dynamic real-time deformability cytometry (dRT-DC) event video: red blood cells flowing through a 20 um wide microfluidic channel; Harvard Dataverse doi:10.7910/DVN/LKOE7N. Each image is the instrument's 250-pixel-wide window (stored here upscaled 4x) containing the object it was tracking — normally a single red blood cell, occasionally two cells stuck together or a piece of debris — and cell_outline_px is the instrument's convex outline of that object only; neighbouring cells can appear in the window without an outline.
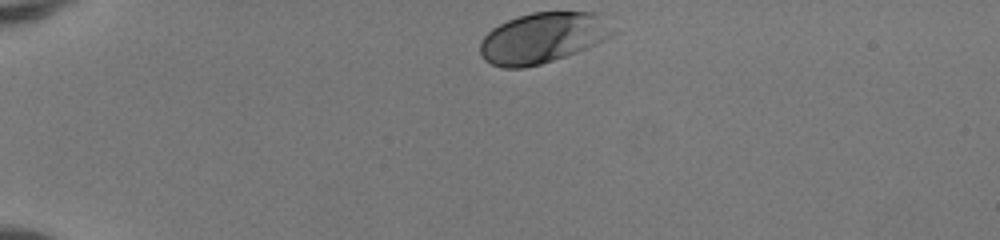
{"species": "human", "species_latin": "Homo sapiens", "temperature_condition": "room temperature", "stored_images_in_passage": 34, "camera_frame_rate_fps": 3000, "um_per_image_px": 0.085, "donor": {"sex": "female"}, "frame": {"image": 1, "passage_image": 1, "time_ms": 0.0, "image_size_px": [1000, 240], "cell_outline_px": [[620, 32], [588, 48], [540, 64], [524, 68], [504, 68], [492, 64], [484, 60], [480, 52], [480, 40], [492, 28], [516, 16], [532, 12], [600, 12]], "centroid_in_image_um": [46.19, 3.2], "position_along_channel_um": 38.8, "area_um2": 39.59}}
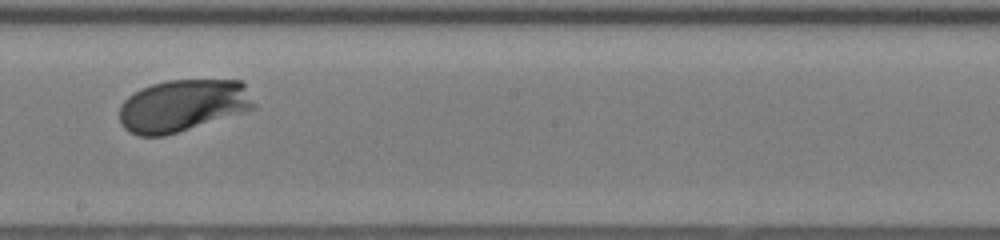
{"frame": {"image": 2, "passage_image": 20, "time_ms": 6.333, "image_size_px": [1000, 240], "cell_outline_px": [[256, 108], [164, 136], [140, 136], [128, 132], [120, 124], [120, 104], [128, 96], [140, 88], [152, 84], [168, 80], [244, 80], [256, 104]], "centroid_in_image_um": [15.54, 8.96], "position_along_channel_um": 232.7, "area_um2": 41.1}}
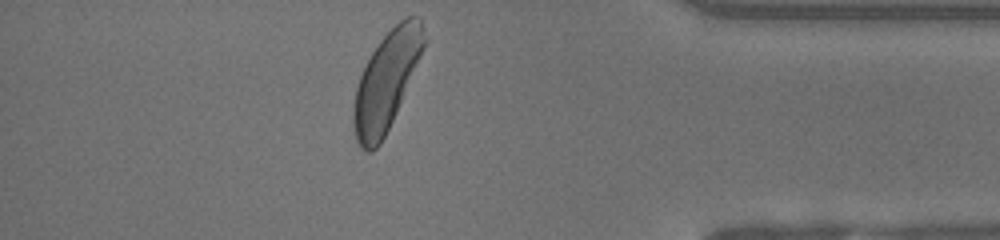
{"frame": {"image": 3, "passage_image": 34, "time_ms": 11.0, "image_size_px": [1000, 240], "cell_outline_px": [[428, 40], [396, 112], [380, 144], [372, 152], [368, 152], [360, 148], [356, 140], [352, 120], [352, 108], [356, 88], [360, 76], [372, 52], [380, 40], [400, 20], [408, 16], [420, 16]], "centroid_in_image_um": [32.85, 6.87], "position_along_channel_um": 402.3, "area_um2": 40.11}, "authors_computed_cell_mechanics": {"area_um2": 39.1306, "velocity_mm_per_s": 4.0939, "shape_relaxation_time_tau1_ms": 1.2248, "shape_relaxation_time_tau2_ms": null, "deformation_change_tau1": 0.1007, "deformation_change_tau2": null}}